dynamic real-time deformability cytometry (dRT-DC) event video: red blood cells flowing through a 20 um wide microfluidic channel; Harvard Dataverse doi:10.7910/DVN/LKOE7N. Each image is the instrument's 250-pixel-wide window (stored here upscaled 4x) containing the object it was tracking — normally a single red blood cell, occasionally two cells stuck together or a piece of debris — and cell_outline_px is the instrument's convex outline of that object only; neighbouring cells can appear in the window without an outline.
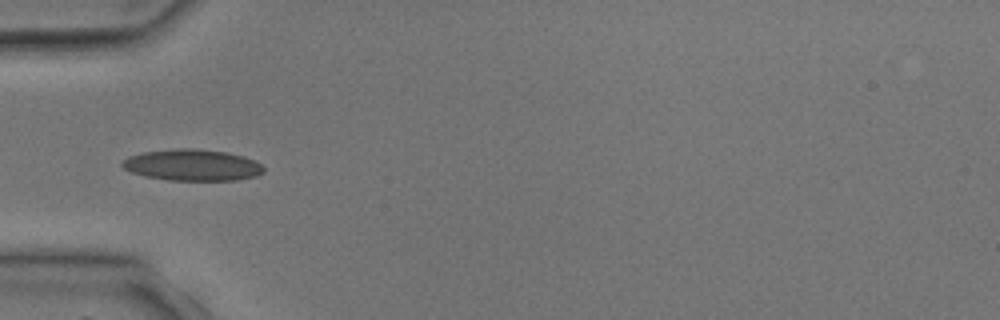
{"species": "common noctule bat (a hibernating species)", "species_latin": "Nyctalus noctula", "temperature_condition": "room temperature", "stored_images_in_passage": 3, "camera_frame_rate_fps": 3000, "um_per_image_px": 0.085, "animal": {"sex": "male", "body_mass_g": 17.9, "forearm_length_mm": 54.2}, "frame": {"image": 1, "passage_image": 3, "time_ms": 3.333, "image_size_px": [1000, 320], "cell_outline_px": [[264, 172], [256, 176], [236, 180], [168, 180], [144, 176], [132, 172], [124, 168], [120, 164], [128, 156], [144, 152], [176, 148], [196, 148], [228, 152], [244, 156], [260, 164], [264, 168]], "centroid_in_image_um": [16.35, 14.02], "position_along_channel_um": 68.7, "area_um2": 25.89}}